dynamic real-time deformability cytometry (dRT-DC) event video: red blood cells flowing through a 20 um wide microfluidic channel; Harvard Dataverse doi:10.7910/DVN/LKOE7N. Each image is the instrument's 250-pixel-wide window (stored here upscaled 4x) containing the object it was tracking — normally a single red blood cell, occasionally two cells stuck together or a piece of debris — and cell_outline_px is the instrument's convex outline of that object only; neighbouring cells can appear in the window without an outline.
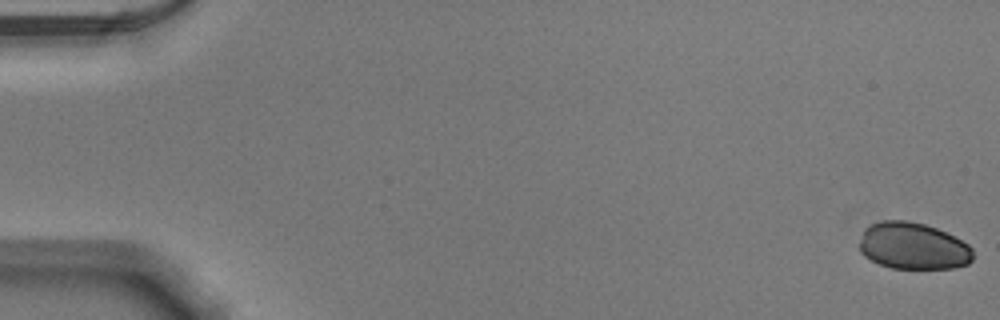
{"species": "Egyptian fruit bat (a non-hibernating species)", "species_latin": "Rousettus aegyptiacus", "temperature_condition": "warm", "stored_images_in_passage": 53, "camera_frame_rate_fps": 3000, "um_per_image_px": 0.085, "animal": {"sex": "male"}, "frame": {"image": 1, "passage_image": 1, "time_ms": 0.0, "image_size_px": [1000, 320], "cell_outline_px": [[972, 260], [968, 264], [956, 268], [892, 268], [880, 264], [864, 256], [860, 252], [860, 240], [864, 228], [868, 224], [884, 220], [908, 220], [924, 224], [936, 228], [968, 244], [972, 248]], "centroid_in_image_um": [77.59, 20.9], "position_along_channel_um": 7.4, "area_um2": 30.98}}
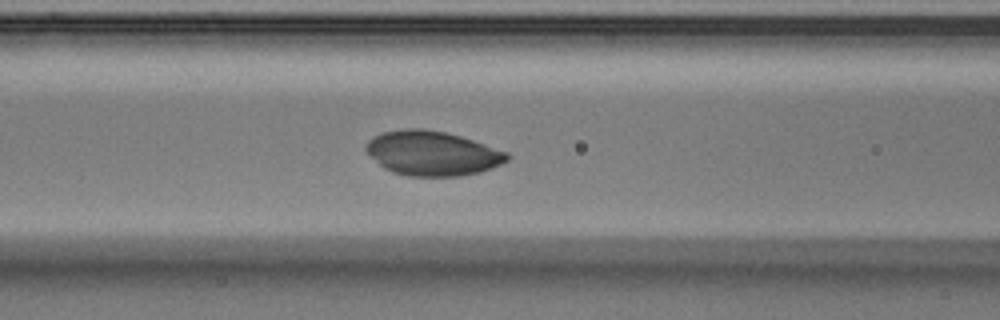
{"frame": {"image": 2, "passage_image": 23, "time_ms": 7.333, "image_size_px": [1000, 320], "cell_outline_px": [[512, 156], [508, 160], [500, 164], [480, 172], [460, 176], [408, 176], [392, 172], [384, 168], [364, 148], [368, 140], [384, 132], [408, 128], [420, 128], [444, 132], [460, 136], [508, 152]], "centroid_in_image_um": [36.77, 13.04], "position_along_channel_um": 129.8, "area_um2": 36.3}}